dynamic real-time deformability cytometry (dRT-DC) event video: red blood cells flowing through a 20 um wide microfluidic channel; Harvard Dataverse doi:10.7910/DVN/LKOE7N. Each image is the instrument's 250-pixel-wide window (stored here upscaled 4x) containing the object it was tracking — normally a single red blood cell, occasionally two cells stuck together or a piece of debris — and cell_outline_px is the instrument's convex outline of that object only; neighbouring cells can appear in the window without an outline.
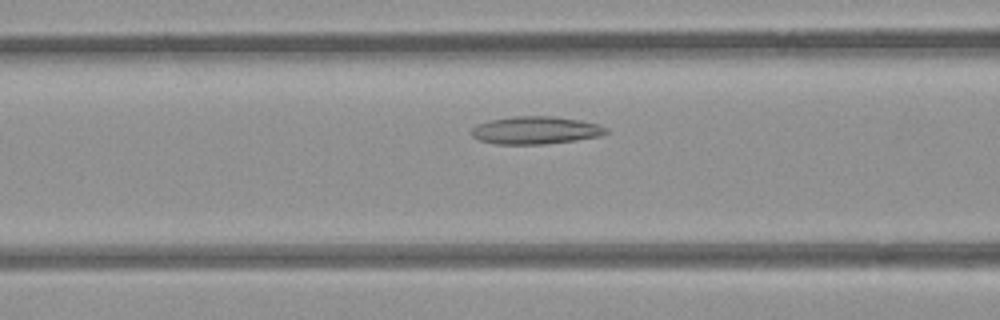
{"species": "common noctule bat (a hibernating species)", "species_latin": "Nyctalus noctula", "temperature_condition": "room temperature", "stored_images_in_passage": 25, "camera_frame_rate_fps": 3000, "um_per_image_px": 0.085, "animal": {"sex": "female", "body_mass_g": 21.9}, "frame": {"image": 1, "passage_image": 5, "time_ms": 1.333, "image_size_px": [1000, 320], "cell_outline_px": [[608, 132], [600, 136], [576, 140], [544, 144], [496, 144], [480, 140], [472, 136], [468, 132], [476, 124], [488, 120], [512, 116], [552, 116], [580, 120], [600, 124], [608, 128]], "centroid_in_image_um": [45.5, 11.06], "position_along_channel_um": 121.1, "area_um2": 21.96}}
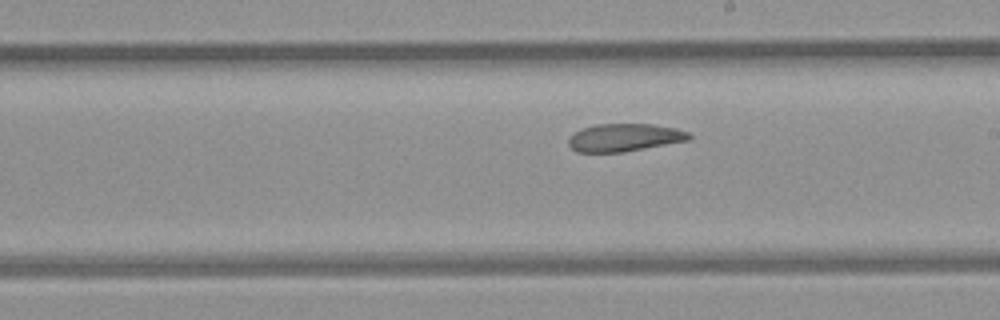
{"frame": {"image": 2, "passage_image": 14, "time_ms": 4.333, "image_size_px": [1000, 320], "cell_outline_px": [[692, 136], [688, 140], [624, 152], [576, 152], [568, 144], [568, 136], [584, 128], [596, 124], [652, 124], [676, 128], [688, 132]], "centroid_in_image_um": [53.06, 11.69], "position_along_channel_um": 235.9, "area_um2": 19.42}}
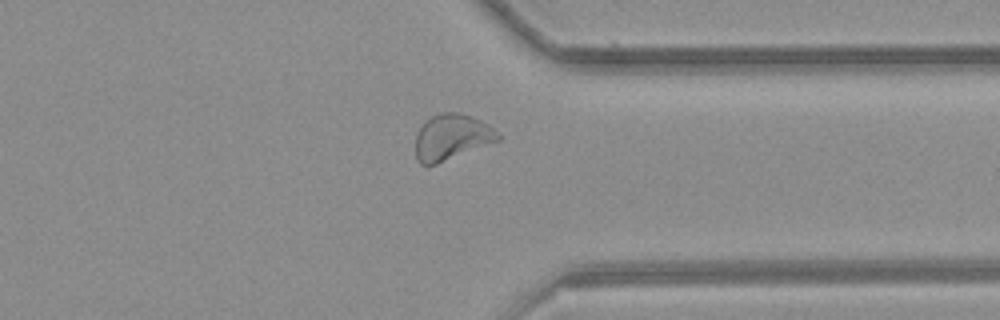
{"frame": {"image": 3, "passage_image": 25, "time_ms": 8.0, "image_size_px": [1000, 320], "cell_outline_px": [[500, 140], [436, 164], [420, 164], [416, 160], [416, 132], [424, 120], [440, 112], [460, 112], [480, 120], [488, 124], [500, 136]], "centroid_in_image_um": [38.35, 11.64], "position_along_channel_um": 373.0, "area_um2": 21.96}, "authors_computed_cell_mechanics": {"area_um2": 20.0566, "velocity_mm_per_s": 3.8224, "shape_relaxation_time_tau1_ms": null, "shape_relaxation_time_tau2_ms": 5.5413, "deformation_change_tau1": null, "deformation_change_tau2": 0.126}}